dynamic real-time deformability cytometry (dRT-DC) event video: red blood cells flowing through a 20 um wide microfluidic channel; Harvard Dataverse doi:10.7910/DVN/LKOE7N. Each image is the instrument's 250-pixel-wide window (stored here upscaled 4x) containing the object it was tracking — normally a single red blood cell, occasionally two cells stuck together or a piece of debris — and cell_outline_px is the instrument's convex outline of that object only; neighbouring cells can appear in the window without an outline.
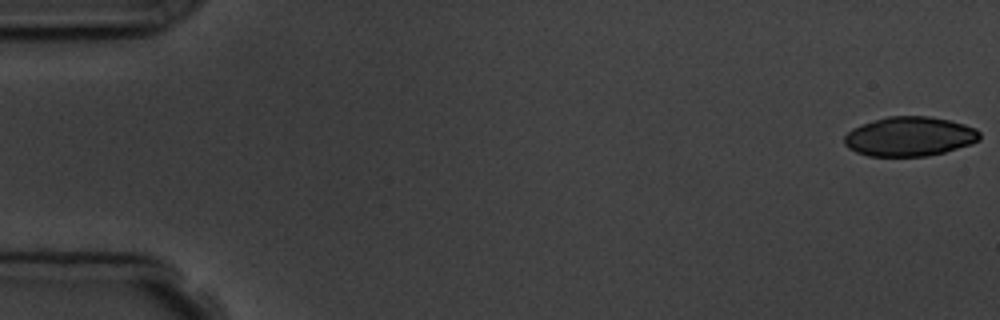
{"species": "common noctule bat (a hibernating species)", "species_latin": "Nyctalus noctula", "temperature_condition": "room temperature", "stored_images_in_passage": 6, "camera_frame_rate_fps": 3000, "um_per_image_px": 0.085, "animal": {"sex": "male", "body_mass_g": 19.5, "forearm_length_mm": 54.6}, "frame": {"image": 1, "passage_image": 1, "time_ms": 0.0, "image_size_px": [1000, 320], "cell_outline_px": [[980, 140], [972, 144], [944, 152], [928, 156], [868, 156], [856, 152], [848, 148], [844, 144], [844, 136], [852, 128], [860, 124], [888, 116], [932, 116], [964, 124], [976, 128], [980, 132]], "centroid_in_image_um": [77.31, 11.6], "position_along_channel_um": 7.7, "area_um2": 31.33}}